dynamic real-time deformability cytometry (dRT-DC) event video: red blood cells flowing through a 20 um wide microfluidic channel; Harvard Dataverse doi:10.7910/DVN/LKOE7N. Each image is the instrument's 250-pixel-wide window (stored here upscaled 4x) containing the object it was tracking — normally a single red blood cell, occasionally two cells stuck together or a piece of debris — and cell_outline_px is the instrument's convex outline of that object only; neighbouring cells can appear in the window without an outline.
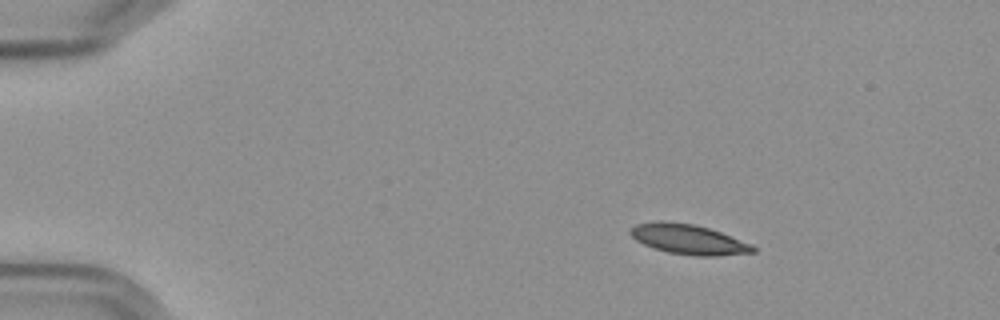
{"species": "Egyptian fruit bat (a non-hibernating species)", "species_latin": "Rousettus aegyptiacus", "temperature_condition": "cold", "stored_images_in_passage": 49, "camera_frame_rate_fps": 3000, "um_per_image_px": 0.085, "frame": {"image": 1, "passage_image": 1, "time_ms": 0.0, "image_size_px": [1000, 320], "cell_outline_px": [[756, 252], [716, 256], [692, 256], [668, 252], [652, 248], [636, 240], [628, 232], [636, 224], [660, 220], [664, 220], [692, 224], [708, 228], [720, 232], [752, 244], [756, 248]], "centroid_in_image_um": [58.51, 20.35], "position_along_channel_um": 26.5, "area_um2": 21.44}}
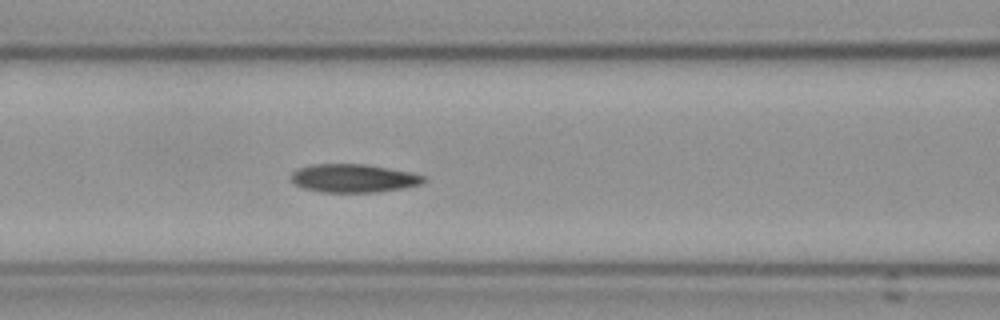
{"frame": {"image": 2, "passage_image": 17, "time_ms": 5.333, "image_size_px": [1000, 320], "cell_outline_px": [[428, 180], [424, 184], [404, 188], [380, 192], [320, 192], [304, 188], [296, 184], [292, 180], [292, 172], [300, 168], [312, 164], [364, 164], [388, 168], [408, 172], [424, 176]], "centroid_in_image_um": [30.1, 15.16], "position_along_channel_um": 136.5, "area_um2": 21.85}}
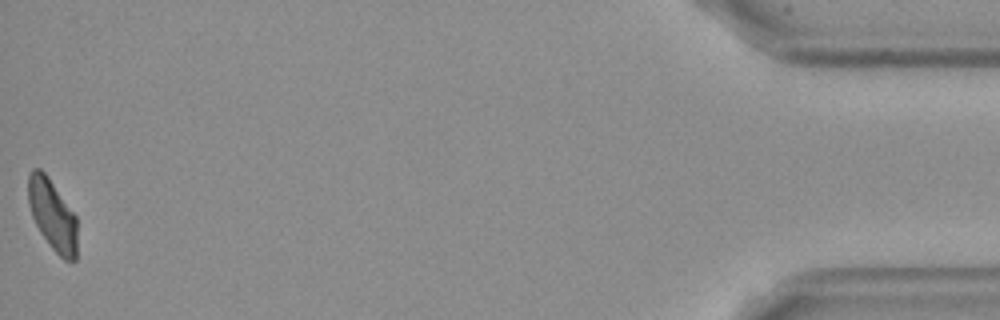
{"frame": {"image": 3, "passage_image": 49, "time_ms": 16.0, "image_size_px": [1000, 320], "cell_outline_px": [[76, 260], [64, 260], [52, 248], [40, 232], [32, 216], [28, 204], [28, 172], [32, 168], [40, 168], [44, 172], [76, 216]], "centroid_in_image_um": [4.43, 18.25], "position_along_channel_um": 430.8, "area_um2": 20.0}, "authors_computed_cell_mechanics": {"area_um2": 21.675, "velocity_mm_per_s": 3.5831, "shape_relaxation_time_tau1_ms": 9.8989, "shape_relaxation_time_tau2_ms": 4.2407, "deformation_change_tau1": 0.1788, "deformation_change_tau2": 0.0799}}